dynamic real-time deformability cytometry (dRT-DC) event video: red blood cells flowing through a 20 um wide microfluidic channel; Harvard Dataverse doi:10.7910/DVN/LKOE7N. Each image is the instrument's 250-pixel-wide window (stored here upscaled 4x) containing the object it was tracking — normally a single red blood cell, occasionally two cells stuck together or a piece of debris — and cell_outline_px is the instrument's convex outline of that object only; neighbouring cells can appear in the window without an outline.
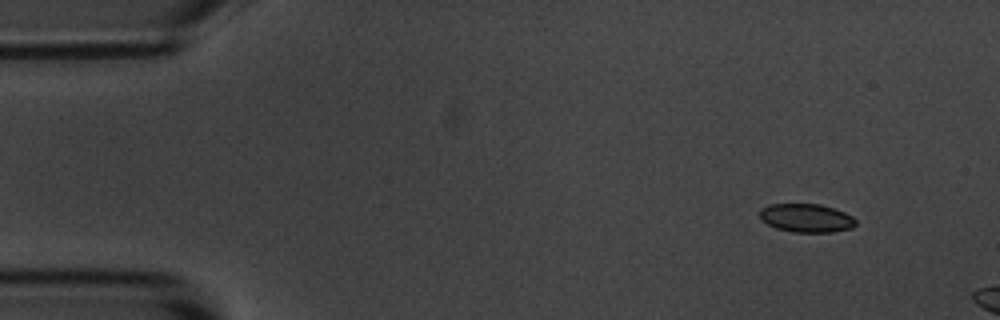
{"species": "common noctule bat (a hibernating species)", "species_latin": "Nyctalus noctula", "temperature_condition": "room temperature", "stored_images_in_passage": 3, "camera_frame_rate_fps": 3000, "um_per_image_px": 0.085, "animal": {"sex": "male", "body_mass_g": 20.1, "forearm_length_mm": 53.5}, "frame": {"image": 1, "passage_image": 1, "time_ms": 0.0, "image_size_px": [1000, 320], "cell_outline_px": [[856, 224], [852, 228], [832, 232], [796, 232], [776, 228], [768, 224], [760, 216], [760, 208], [772, 204], [820, 204], [844, 212], [852, 216], [856, 220]], "centroid_in_image_um": [68.56, 18.53], "position_along_channel_um": 16.4, "area_um2": 15.78}}